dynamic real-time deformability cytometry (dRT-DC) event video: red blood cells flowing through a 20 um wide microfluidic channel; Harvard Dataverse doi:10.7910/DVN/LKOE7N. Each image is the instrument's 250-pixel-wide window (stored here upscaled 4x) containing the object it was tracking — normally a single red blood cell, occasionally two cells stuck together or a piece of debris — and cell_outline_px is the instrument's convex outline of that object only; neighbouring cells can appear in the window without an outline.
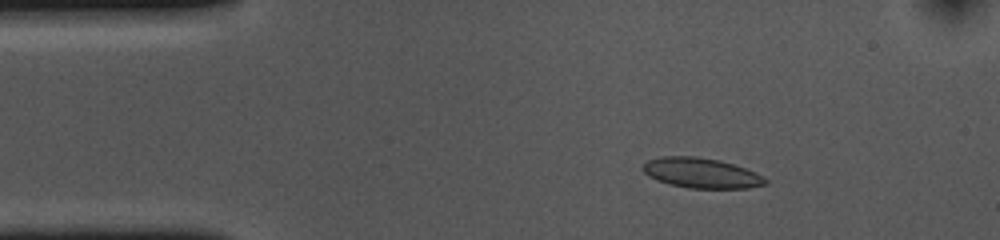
{"species": "common noctule bat (a hibernating species)", "species_latin": "Nyctalus noctula", "temperature_condition": "cold", "stored_images_in_passage": 52, "camera_frame_rate_fps": 3000, "um_per_image_px": 0.085, "animal": {"sex": "female", "body_mass_g": 10.0, "forearm_length_mm": 53.1}, "frame": {"image": 1, "passage_image": 7, "time_ms": 2.0, "image_size_px": [1000, 240], "cell_outline_px": [[768, 184], [748, 188], [688, 188], [668, 184], [656, 180], [648, 176], [640, 168], [648, 160], [660, 156], [696, 156], [720, 160], [744, 168], [768, 180]], "centroid_in_image_um": [59.55, 14.7], "position_along_channel_um": 25.5, "area_um2": 21.5}}
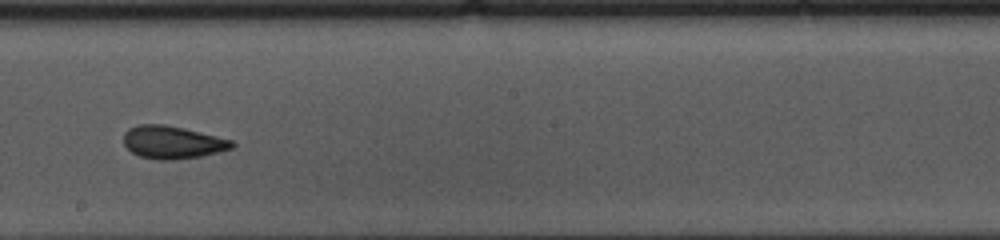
{"frame": {"image": 2, "passage_image": 28, "time_ms": 9.0, "image_size_px": [1000, 240], "cell_outline_px": [[236, 144], [232, 148], [200, 156], [172, 160], [156, 160], [140, 156], [132, 152], [124, 144], [124, 132], [128, 128], [136, 124], [164, 124], [184, 128], [232, 140]], "centroid_in_image_um": [14.62, 12.08], "position_along_channel_um": 233.6, "area_um2": 20.63}}
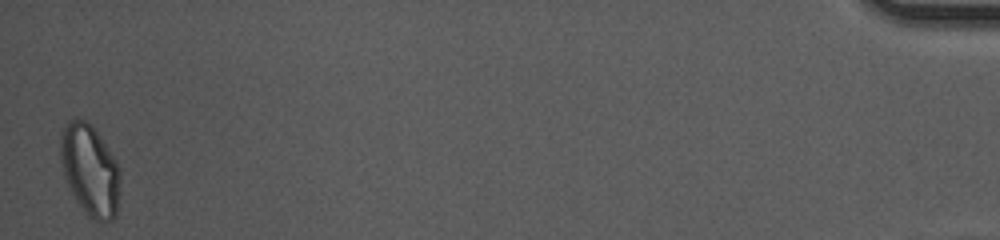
{"frame": {"image": 3, "passage_image": 52, "time_ms": 17.0, "image_size_px": [1000, 240], "cell_outline_px": [[120, 176], [116, 216], [112, 220], [96, 220], [88, 216], [68, 188], [64, 180], [60, 160], [60, 132], [64, 124], [68, 120], [84, 120], [92, 124], [116, 160], [120, 168]], "centroid_in_image_um": [7.62, 14.42], "position_along_channel_um": 427.6, "area_um2": 31.91}, "authors_computed_cell_mechanics": {"area_um2": 20.9236, "velocity_mm_per_s": 3.6541, "shape_relaxation_time_tau1_ms": 6.4341, "shape_relaxation_time_tau2_ms": 2.6639, "deformation_change_tau1": 0.1506, "deformation_change_tau2": 0.0692}}